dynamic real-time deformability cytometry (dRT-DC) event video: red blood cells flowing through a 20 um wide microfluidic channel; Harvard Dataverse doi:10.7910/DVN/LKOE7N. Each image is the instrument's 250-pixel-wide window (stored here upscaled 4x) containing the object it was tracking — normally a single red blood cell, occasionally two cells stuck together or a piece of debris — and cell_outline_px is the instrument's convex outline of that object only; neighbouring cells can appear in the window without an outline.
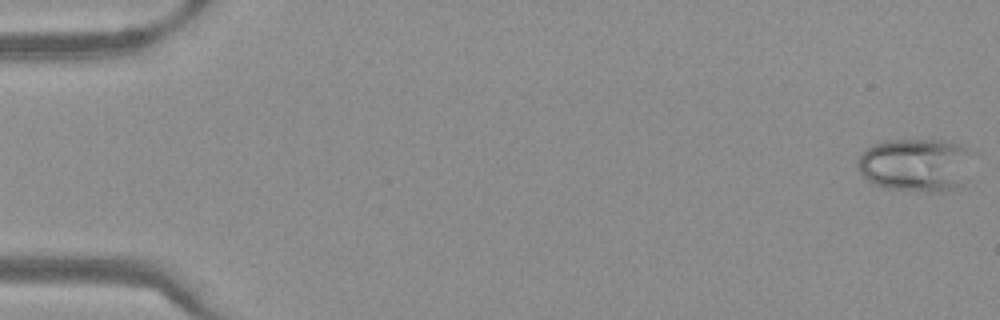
{"species": "Egyptian fruit bat (a non-hibernating species)", "species_latin": "Rousettus aegyptiacus", "temperature_condition": "warm", "stored_images_in_passage": 43, "camera_frame_rate_fps": 3000, "um_per_image_px": 0.085, "frame": {"image": 1, "passage_image": 1, "time_ms": 0.0, "image_size_px": [1000, 320], "cell_outline_px": [[968, 152], [964, 184], [960, 188], [940, 192], [920, 192], [884, 188], [872, 184], [860, 172], [856, 164], [856, 160], [868, 148], [876, 144], [888, 140], [944, 140], [964, 144], [968, 148]], "centroid_in_image_um": [77.81, 14.04], "position_along_channel_um": 7.2, "area_um2": 35.78}}
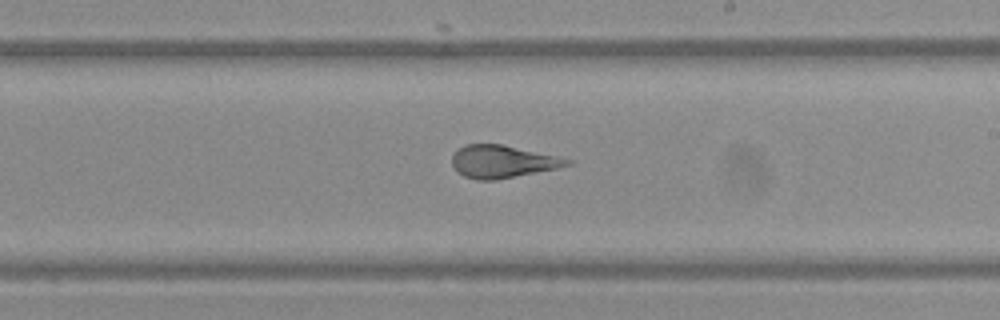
{"frame": {"image": 2, "passage_image": 30, "time_ms": 9.667, "image_size_px": [1000, 320], "cell_outline_px": [[576, 160], [572, 164], [556, 168], [496, 180], [476, 180], [464, 176], [452, 164], [452, 156], [464, 144], [504, 144]], "centroid_in_image_um": [42.75, 13.72], "position_along_channel_um": 246.2, "area_um2": 21.79}}
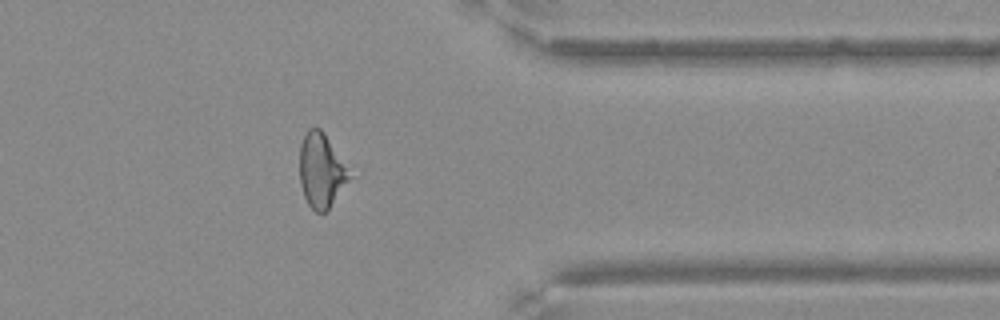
{"frame": {"image": 3, "passage_image": 41, "time_ms": 13.333, "image_size_px": [1000, 320], "cell_outline_px": [[352, 176], [328, 208], [324, 212], [316, 212], [308, 204], [304, 196], [300, 184], [300, 144], [308, 128], [320, 128], [324, 132]], "centroid_in_image_um": [27.28, 14.48], "position_along_channel_um": 384.1, "area_um2": 21.04}}